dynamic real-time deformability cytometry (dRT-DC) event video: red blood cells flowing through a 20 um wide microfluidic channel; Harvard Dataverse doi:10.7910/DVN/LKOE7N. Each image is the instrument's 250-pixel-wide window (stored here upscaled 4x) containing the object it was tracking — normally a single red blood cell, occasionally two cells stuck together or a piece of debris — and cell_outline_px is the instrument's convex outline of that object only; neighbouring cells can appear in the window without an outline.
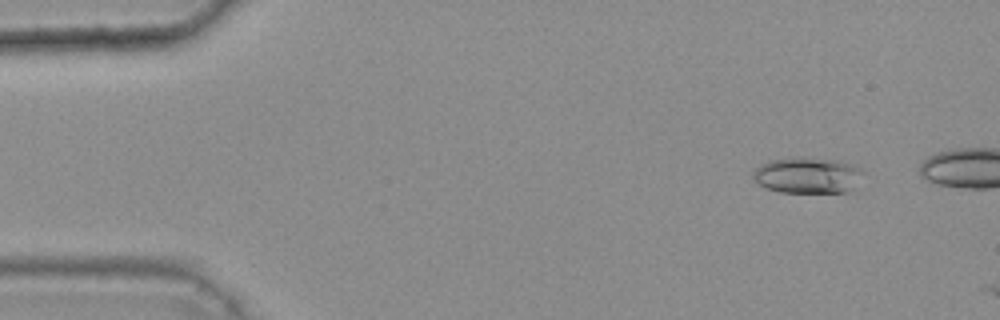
{"species": "common noctule bat (a hibernating species)", "species_latin": "Nyctalus noctula", "temperature_condition": "warm", "stored_images_in_passage": 8, "camera_frame_rate_fps": 3000, "um_per_image_px": 0.085, "animal": {"sex": "female", "body_mass_g": 25.1}, "frame": {"image": 1, "passage_image": 6, "time_ms": 1.667, "image_size_px": [1000, 320], "cell_outline_px": [[864, 172], [852, 188], [848, 192], [780, 192], [764, 188], [752, 180], [752, 172], [756, 168], [768, 160], [796, 156], [800, 156], [836, 160], [860, 168]], "centroid_in_image_um": [68.56, 14.89], "position_along_channel_um": 16.4, "area_um2": 23.29}}